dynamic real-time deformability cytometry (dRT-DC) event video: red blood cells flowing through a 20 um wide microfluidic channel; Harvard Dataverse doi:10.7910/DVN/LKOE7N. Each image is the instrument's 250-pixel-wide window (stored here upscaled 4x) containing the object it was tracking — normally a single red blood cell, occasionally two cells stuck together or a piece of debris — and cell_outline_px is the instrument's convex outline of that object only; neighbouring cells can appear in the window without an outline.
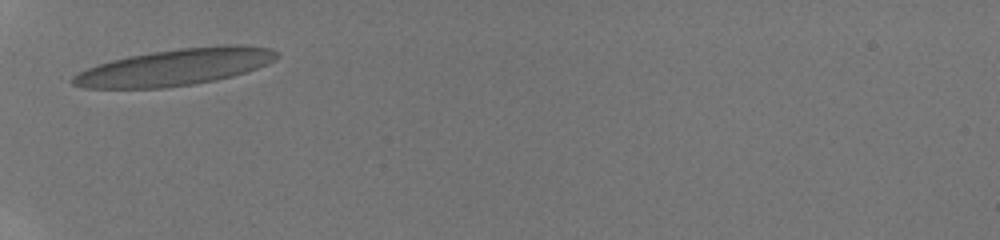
{"species": "human", "species_latin": "Homo sapiens", "temperature_condition": "room temperature", "stored_images_in_passage": 34, "camera_frame_rate_fps": 3000, "um_per_image_px": 0.085, "donor": {"sex": "male"}, "frame": {"image": 1, "passage_image": 1, "time_ms": 0.0, "image_size_px": [1000, 240], "cell_outline_px": [[280, 56], [276, 60], [268, 64], [232, 76], [216, 80], [192, 84], [164, 88], [84, 88], [72, 84], [72, 76], [96, 64], [112, 60], [152, 52], [180, 48], [224, 44], [244, 44], [272, 48], [280, 52]], "centroid_in_image_um": [14.96, 5.69], "position_along_channel_um": 70.0, "area_um2": 43.64}}
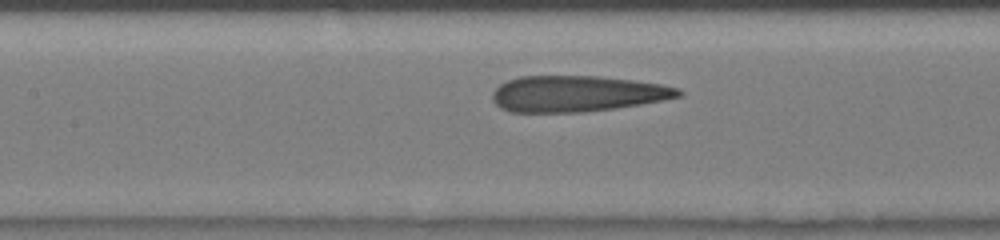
{"frame": {"image": 2, "passage_image": 7, "time_ms": 2.333, "image_size_px": [1000, 240], "cell_outline_px": [[684, 92], [680, 96], [640, 104], [584, 112], [508, 112], [500, 108], [492, 100], [492, 92], [500, 84], [508, 80], [520, 76], [596, 76], [632, 80], [660, 84], [680, 88]], "centroid_in_image_um": [49.0, 7.96], "position_along_channel_um": 158.4, "area_um2": 38.96}}
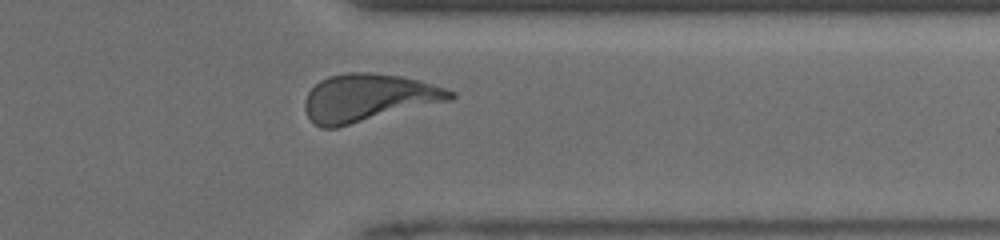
{"frame": {"image": 3, "passage_image": 29, "time_ms": 7.667, "image_size_px": [1000, 240], "cell_outline_px": [[456, 96], [452, 100], [336, 128], [320, 128], [308, 116], [304, 108], [304, 100], [308, 92], [320, 80], [328, 76], [348, 72], [372, 72], [400, 76], [420, 80], [456, 92]], "centroid_in_image_um": [31.31, 8.31], "position_along_channel_um": 380.1, "area_um2": 40.46}, "authors_computed_cell_mechanics": {"area_um2": 38.9283, "velocity_mm_per_s": 4.1561, "shape_relaxation_time_tau1_ms": 9.8825, "shape_relaxation_time_tau2_ms": 1.0339, "deformation_change_tau1": 0.3229, "deformation_change_tau2": 0.1085}}